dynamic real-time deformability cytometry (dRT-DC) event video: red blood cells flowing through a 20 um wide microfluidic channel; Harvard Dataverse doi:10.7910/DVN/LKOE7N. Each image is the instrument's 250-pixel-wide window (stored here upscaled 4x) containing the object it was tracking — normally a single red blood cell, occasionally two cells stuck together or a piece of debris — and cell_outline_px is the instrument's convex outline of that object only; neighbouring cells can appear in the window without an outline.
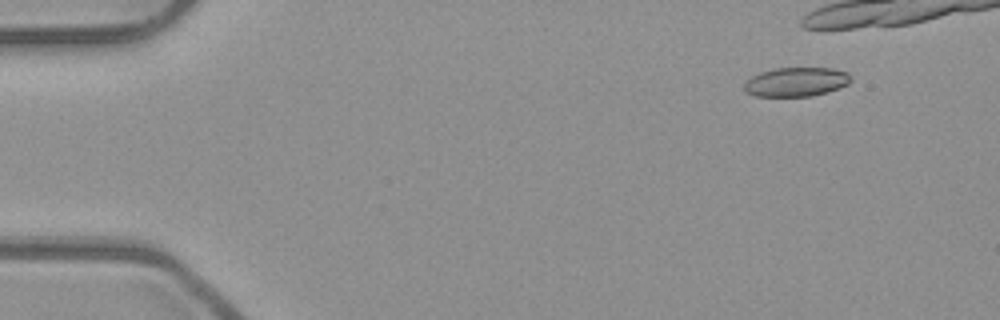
{"species": "common noctule bat (a hibernating species)", "species_latin": "Nyctalus noctula", "temperature_condition": "room temperature", "stored_images_in_passage": 37, "camera_frame_rate_fps": 3000, "um_per_image_px": 0.085, "animal": {"sex": "male", "body_mass_g": 23.1, "forearm_length_mm": 52.7}, "frame": {"image": 1, "passage_image": 1, "time_ms": 0.0, "image_size_px": [1000, 320], "cell_outline_px": [[852, 80], [848, 84], [812, 96], [756, 96], [744, 92], [744, 84], [752, 76], [760, 72], [772, 68], [832, 68], [848, 72], [852, 76]], "centroid_in_image_um": [67.66, 6.95], "position_along_channel_um": 17.3, "area_um2": 18.09}}
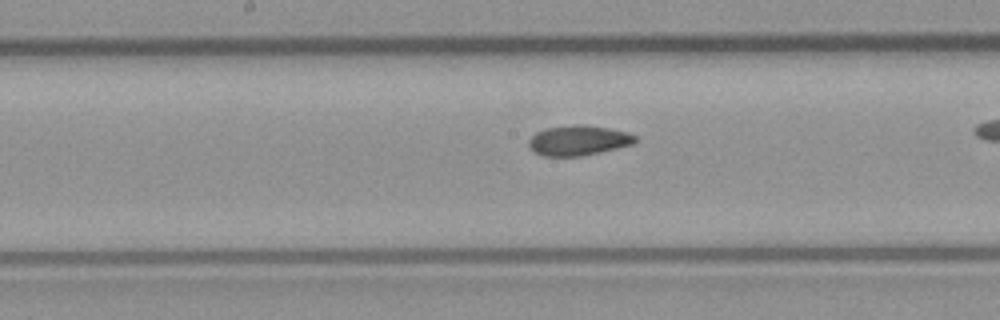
{"frame": {"image": 2, "passage_image": 23, "time_ms": 7.333, "image_size_px": [1000, 320], "cell_outline_px": [[636, 140], [632, 144], [616, 148], [580, 156], [544, 156], [536, 152], [528, 144], [528, 140], [536, 132], [544, 128], [576, 124], [584, 124], [608, 128], [628, 132], [636, 136]], "centroid_in_image_um": [49.15, 11.92], "position_along_channel_um": 199.1, "area_um2": 18.5}}
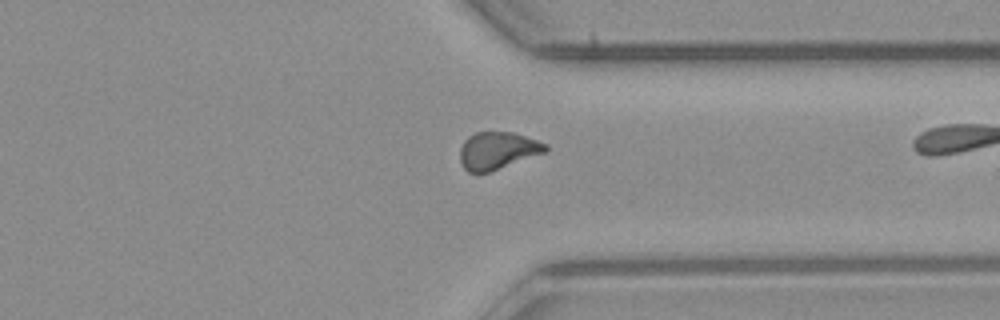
{"frame": {"image": 3, "passage_image": 36, "time_ms": 11.667, "image_size_px": [1000, 320], "cell_outline_px": [[548, 152], [488, 172], [468, 172], [464, 168], [460, 160], [460, 148], [464, 140], [468, 136], [476, 132], [512, 132], [548, 144]], "centroid_in_image_um": [42.31, 12.79], "position_along_channel_um": 369.1, "area_um2": 18.61}}